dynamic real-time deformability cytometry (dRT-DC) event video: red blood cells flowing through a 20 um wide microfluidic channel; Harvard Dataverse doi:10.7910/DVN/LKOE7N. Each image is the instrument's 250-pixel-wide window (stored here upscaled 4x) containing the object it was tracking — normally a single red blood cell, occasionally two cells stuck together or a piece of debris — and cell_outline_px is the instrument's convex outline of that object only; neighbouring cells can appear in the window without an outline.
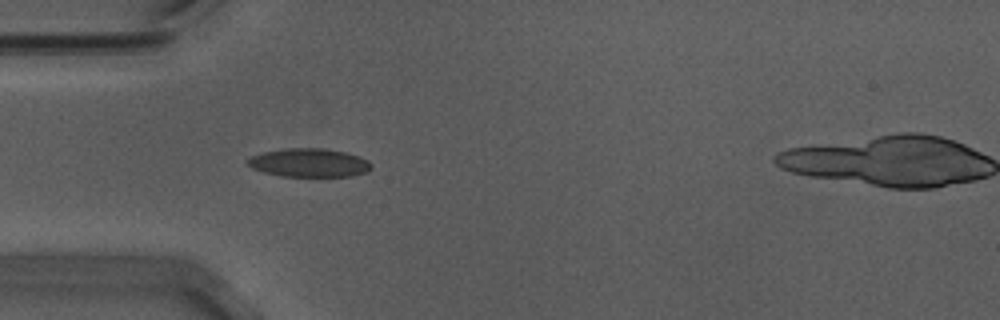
{"species": "Egyptian fruit bat (a non-hibernating species)", "species_latin": "Rousettus aegyptiacus", "temperature_condition": "warm", "stored_images_in_passage": 53, "camera_frame_rate_fps": 3000, "um_per_image_px": 0.085, "animal": {"sex": "male"}, "frame": {"image": 1, "passage_image": 16, "time_ms": 5.0, "image_size_px": [1000, 320], "cell_outline_px": [[372, 168], [368, 172], [352, 176], [280, 176], [264, 172], [252, 168], [244, 160], [252, 156], [264, 152], [288, 148], [324, 148], [344, 152], [368, 160], [372, 164]], "centroid_in_image_um": [26.28, 13.84], "position_along_channel_um": 58.7, "area_um2": 20.52}}
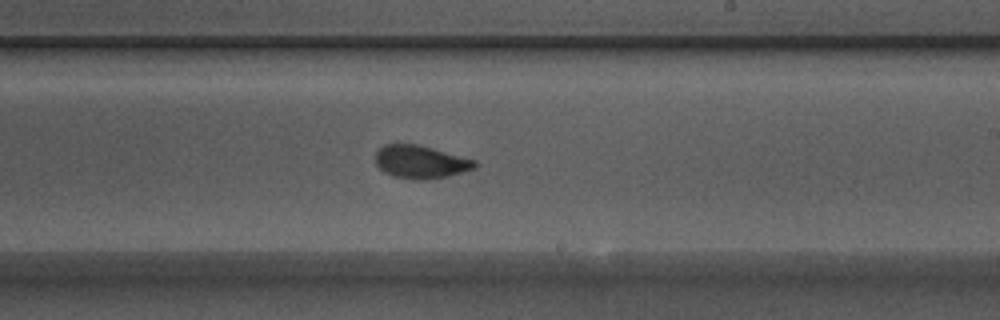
{"frame": {"image": 2, "passage_image": 32, "time_ms": 10.333, "image_size_px": [1000, 320], "cell_outline_px": [[476, 168], [448, 176], [428, 180], [412, 180], [392, 176], [384, 172], [376, 164], [376, 152], [384, 144], [416, 144], [432, 148], [476, 160]], "centroid_in_image_um": [35.74, 13.78], "position_along_channel_um": 253.3, "area_um2": 19.13}}
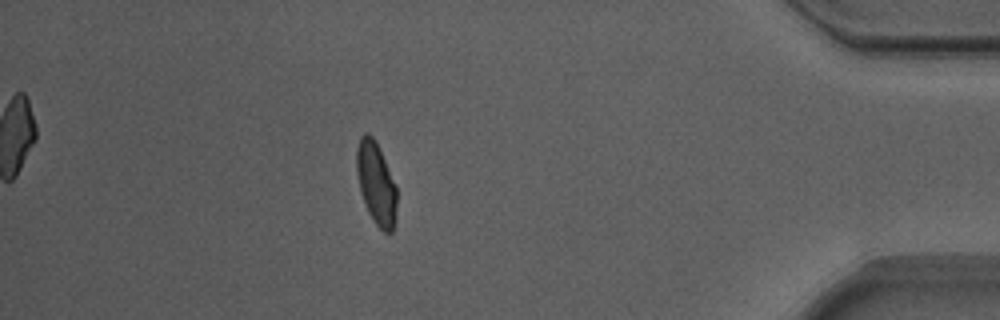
{"frame": {"image": 3, "passage_image": 48, "time_ms": 15.667, "image_size_px": [1000, 320], "cell_outline_px": [[396, 220], [392, 232], [384, 232], [376, 224], [368, 212], [360, 188], [356, 172], [356, 148], [360, 136], [364, 132], [368, 132], [376, 140], [396, 188]], "centroid_in_image_um": [31.96, 15.56], "position_along_channel_um": 403.2, "area_um2": 19.13}}